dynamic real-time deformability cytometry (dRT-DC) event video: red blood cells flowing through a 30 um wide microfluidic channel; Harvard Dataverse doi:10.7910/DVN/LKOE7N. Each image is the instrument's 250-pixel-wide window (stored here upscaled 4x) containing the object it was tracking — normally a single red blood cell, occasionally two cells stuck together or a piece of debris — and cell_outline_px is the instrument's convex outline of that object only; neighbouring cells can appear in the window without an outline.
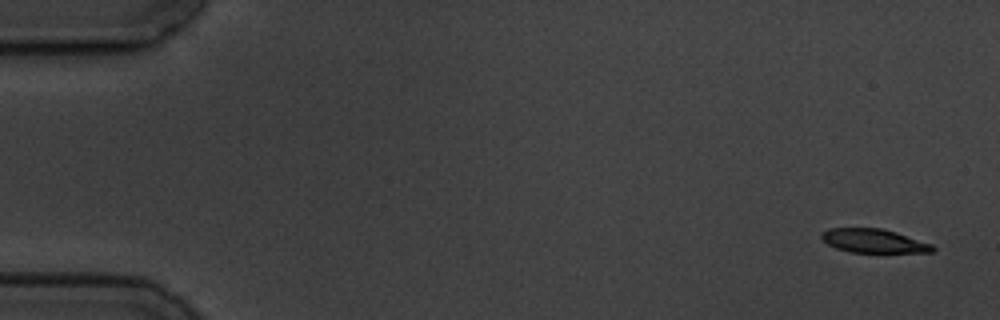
{"species": "common noctule bat (a hibernating species)", "species_latin": "Nyctalus noctula", "temperature_condition": "cold", "stored_images_in_passage": 5, "camera_frame_rate_fps": 3000, "um_per_image_px": 0.085, "animal": {"sex": "male", "body_mass_g": 19.5, "forearm_length_mm": 54.6}, "frame": {"image": 1, "passage_image": 1, "time_ms": 0.0, "image_size_px": [1000, 320], "cell_outline_px": [[936, 248], [932, 252], [848, 252], [836, 248], [828, 244], [820, 236], [820, 232], [828, 228], [880, 228], [896, 232], [932, 244]], "centroid_in_image_um": [74.23, 20.47], "position_along_channel_um": 10.8, "area_um2": 15.37}}